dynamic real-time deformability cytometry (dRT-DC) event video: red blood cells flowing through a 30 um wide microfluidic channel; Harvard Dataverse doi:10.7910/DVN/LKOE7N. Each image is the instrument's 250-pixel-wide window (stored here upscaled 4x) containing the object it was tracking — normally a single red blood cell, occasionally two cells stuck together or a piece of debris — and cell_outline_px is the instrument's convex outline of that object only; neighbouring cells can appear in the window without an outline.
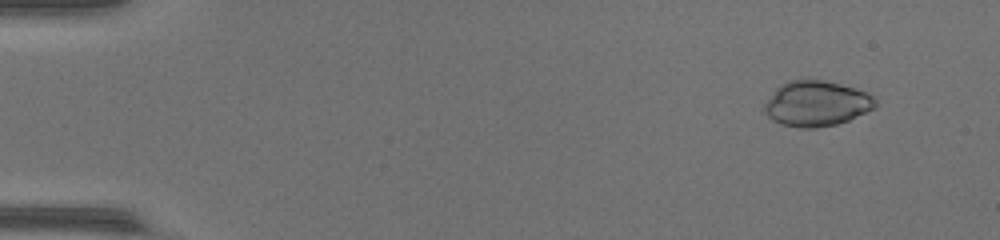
{"species": "common noctule bat (a hibernating species)", "species_latin": "Nyctalus noctula", "temperature_condition": "warm", "stored_images_in_passage": 52, "camera_frame_rate_fps": 3000, "um_per_image_px": 0.085, "animal": {"sex": "female", "body_mass_g": 17.0, "forearm_length_mm": 48.0}, "frame": {"image": 1, "passage_image": 5, "time_ms": 1.333, "image_size_px": [1000, 240], "cell_outline_px": [[876, 108], [848, 120], [836, 124], [816, 128], [800, 128], [780, 124], [772, 120], [764, 112], [764, 104], [776, 88], [780, 84], [788, 80], [808, 76], [856, 88], [872, 96], [876, 100]], "centroid_in_image_um": [69.37, 8.77], "position_along_channel_um": 15.6, "area_um2": 29.88}}
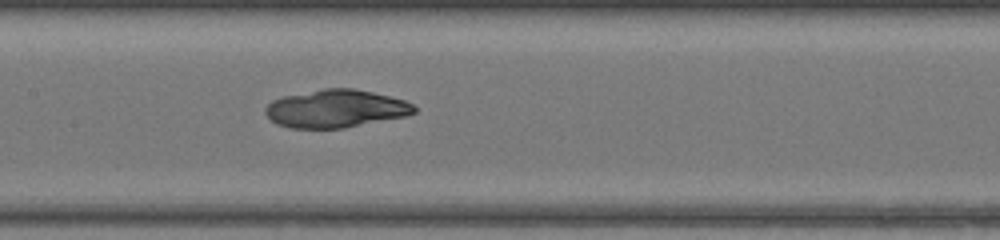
{"frame": {"image": 2, "passage_image": 27, "time_ms": 8.667, "image_size_px": [1000, 240], "cell_outline_px": [[416, 112], [408, 116], [344, 128], [292, 128], [276, 124], [264, 112], [264, 108], [272, 100], [284, 96], [324, 88], [352, 88], [372, 92], [404, 100], [412, 104], [416, 108]], "centroid_in_image_um": [28.55, 9.24], "position_along_channel_um": 178.9, "area_um2": 32.83}}
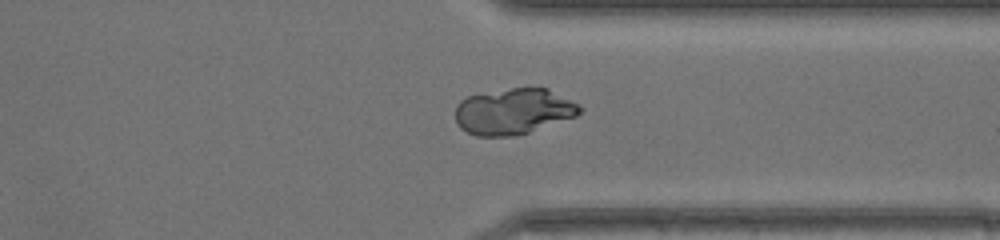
{"frame": {"image": 3, "passage_image": 41, "time_ms": 13.333, "image_size_px": [1000, 240], "cell_outline_px": [[584, 108], [576, 116], [516, 136], [476, 136], [460, 128], [456, 120], [456, 104], [460, 100], [468, 96], [512, 88], [548, 88], [580, 104]], "centroid_in_image_um": [43.66, 9.47], "position_along_channel_um": 367.7, "area_um2": 33.23}}